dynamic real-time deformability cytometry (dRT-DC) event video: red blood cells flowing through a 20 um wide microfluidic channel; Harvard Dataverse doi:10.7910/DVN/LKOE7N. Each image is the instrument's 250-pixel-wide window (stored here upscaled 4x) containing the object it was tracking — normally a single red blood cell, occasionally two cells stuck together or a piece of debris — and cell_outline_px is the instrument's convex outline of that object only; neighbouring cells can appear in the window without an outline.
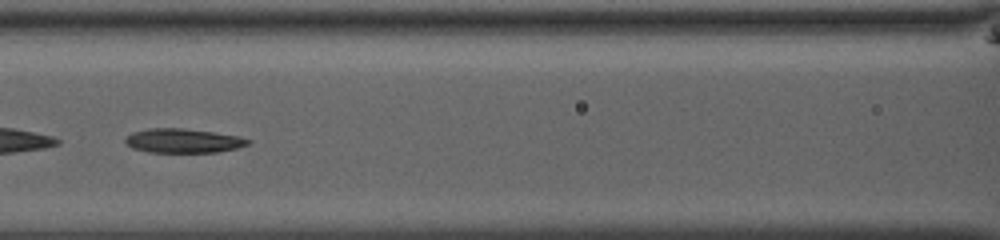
{"species": "common noctule bat (a hibernating species)", "species_latin": "Nyctalus noctula", "temperature_condition": "room temperature", "stored_images_in_passage": 37, "camera_frame_rate_fps": 3000, "um_per_image_px": 0.085, "animal": {"sex": "male", "body_mass_g": 13.0, "forearm_length_mm": 53.1}, "frame": {"image": 1, "passage_image": 11, "time_ms": 3.333, "image_size_px": [1000, 240], "cell_outline_px": [[252, 140], [248, 144], [236, 148], [216, 152], [148, 152], [132, 148], [124, 140], [132, 132], [148, 128], [180, 128], [212, 132], [240, 136]], "centroid_in_image_um": [15.57, 11.96], "position_along_channel_um": 151.0, "area_um2": 17.17}, "authors_computed_cell_mechanics": {"area_um2": 17.7446, "velocity_mm_per_s": 3.9426, "shape_relaxation_time_tau1_ms": 9.3351, "shape_relaxation_time_tau2_ms": 4.9657, "deformation_change_tau1": 0.2918, "deformation_change_tau2": 0.161}}